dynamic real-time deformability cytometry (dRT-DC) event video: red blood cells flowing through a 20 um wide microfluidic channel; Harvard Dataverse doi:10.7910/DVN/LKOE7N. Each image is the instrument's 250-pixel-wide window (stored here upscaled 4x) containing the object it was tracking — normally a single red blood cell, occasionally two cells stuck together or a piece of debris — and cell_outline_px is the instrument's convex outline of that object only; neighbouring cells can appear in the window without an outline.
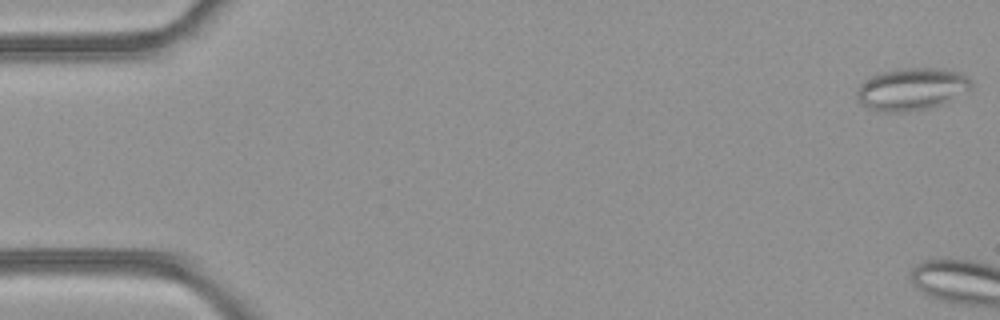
{"species": "common noctule bat (a hibernating species)", "species_latin": "Nyctalus noctula", "temperature_condition": "room temperature", "stored_images_in_passage": 14, "camera_frame_rate_fps": 3000, "um_per_image_px": 0.085, "animal": {"sex": "female", "body_mass_g": 21.9}, "frame": {"image": 1, "passage_image": 1, "time_ms": 0.0, "image_size_px": [1000, 320], "cell_outline_px": [[972, 88], [944, 104], [928, 108], [904, 112], [880, 112], [868, 108], [860, 104], [856, 100], [856, 88], [860, 84], [872, 76], [880, 72], [896, 68], [940, 68], [960, 72], [968, 76], [972, 80]], "centroid_in_image_um": [77.48, 7.57], "position_along_channel_um": 7.5, "area_um2": 28.73}}